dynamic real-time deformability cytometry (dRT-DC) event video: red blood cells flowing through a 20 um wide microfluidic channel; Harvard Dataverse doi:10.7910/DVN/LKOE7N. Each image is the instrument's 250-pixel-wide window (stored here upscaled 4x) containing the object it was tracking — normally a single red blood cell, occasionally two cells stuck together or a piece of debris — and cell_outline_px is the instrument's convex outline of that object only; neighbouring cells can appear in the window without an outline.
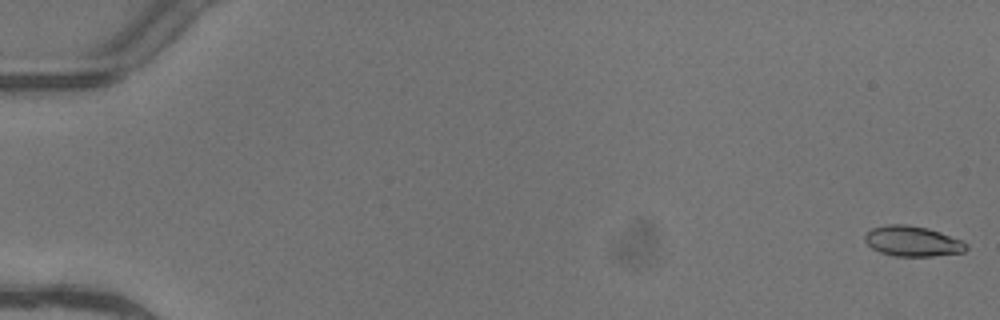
{"species": "common noctule bat (a hibernating species)", "species_latin": "Nyctalus noctula", "temperature_condition": "warm", "stored_images_in_passage": 6, "camera_frame_rate_fps": 3000, "um_per_image_px": 0.085, "animal": {"sex": "female"}, "frame": {"image": 1, "passage_image": 1, "time_ms": 0.0, "image_size_px": [1000, 320], "cell_outline_px": [[968, 248], [964, 252], [932, 256], [896, 256], [880, 252], [872, 248], [864, 240], [864, 236], [872, 228], [888, 224], [908, 224], [928, 228], [940, 232], [960, 240], [968, 244]], "centroid_in_image_um": [77.56, 20.5], "position_along_channel_um": 7.4, "area_um2": 17.86}}